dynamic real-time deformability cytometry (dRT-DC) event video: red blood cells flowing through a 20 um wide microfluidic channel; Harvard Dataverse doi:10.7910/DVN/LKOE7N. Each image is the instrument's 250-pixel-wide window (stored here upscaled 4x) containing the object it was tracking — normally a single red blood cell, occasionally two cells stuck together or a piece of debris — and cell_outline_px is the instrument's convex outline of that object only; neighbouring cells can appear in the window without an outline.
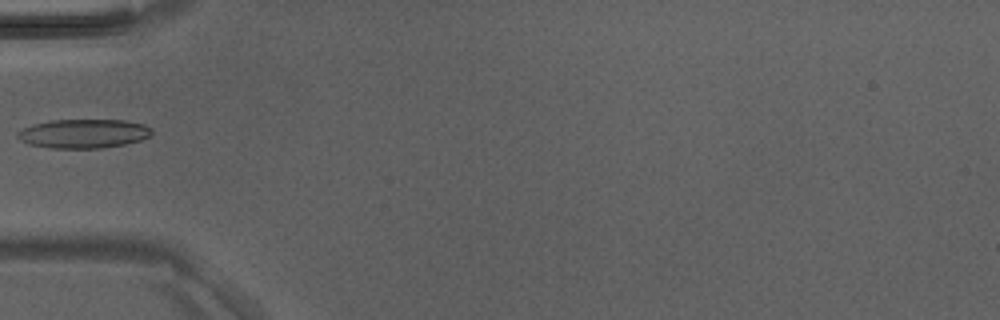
{"species": "Egyptian fruit bat (a non-hibernating species)", "species_latin": "Rousettus aegyptiacus", "temperature_condition": "room temperature", "stored_images_in_passage": 1, "camera_frame_rate_fps": 3000, "um_per_image_px": 0.085, "animal": {"sex": "male"}, "frame": {"image": 1, "passage_image": 1, "time_ms": 0.0, "image_size_px": [1000, 320], "cell_outline_px": [[152, 132], [148, 136], [140, 140], [124, 144], [100, 148], [48, 148], [28, 144], [20, 140], [16, 136], [16, 132], [32, 124], [52, 120], [124, 120], [144, 124], [152, 128]], "centroid_in_image_um": [7.06, 11.35], "position_along_channel_um": 77.9, "area_um2": 22.72}}